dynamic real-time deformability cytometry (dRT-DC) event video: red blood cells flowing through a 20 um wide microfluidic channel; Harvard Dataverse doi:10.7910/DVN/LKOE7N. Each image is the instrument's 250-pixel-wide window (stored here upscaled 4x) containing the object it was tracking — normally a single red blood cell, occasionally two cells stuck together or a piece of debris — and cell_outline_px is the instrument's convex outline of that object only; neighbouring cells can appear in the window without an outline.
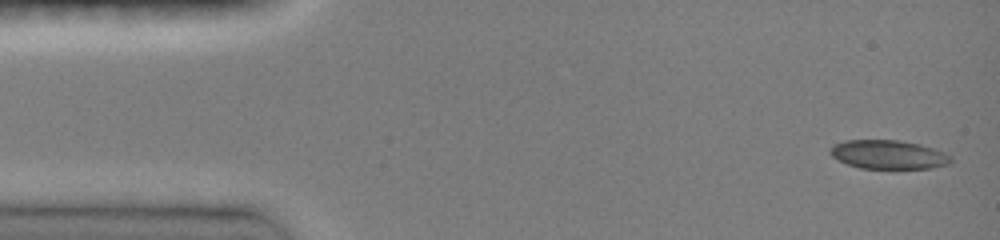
{"species": "common noctule bat (a hibernating species)", "species_latin": "Nyctalus noctula", "temperature_condition": "room temperature", "stored_images_in_passage": 36, "camera_frame_rate_fps": 3000, "um_per_image_px": 0.085, "animal": {"sex": "female", "body_mass_g": 19.0, "forearm_length_mm": 51.5}, "frame": {"image": 1, "passage_image": 1, "time_ms": 0.0, "image_size_px": [1000, 240], "cell_outline_px": [[952, 160], [948, 164], [932, 168], [860, 168], [848, 164], [832, 156], [828, 152], [828, 148], [832, 144], [844, 140], [900, 140], [920, 144], [944, 152], [952, 156]], "centroid_in_image_um": [75.49, 13.12], "position_along_channel_um": 9.5, "area_um2": 20.35}}
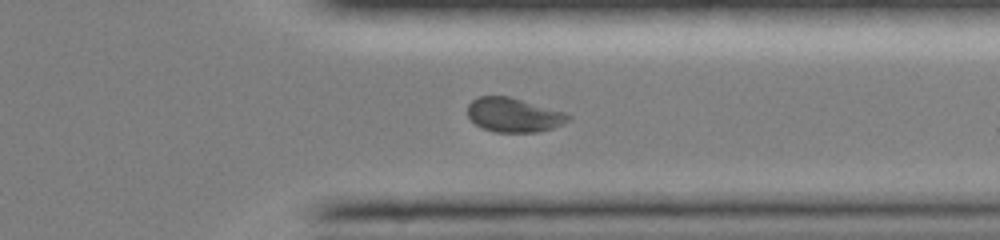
{"frame": {"image": 2, "passage_image": 23, "time_ms": 11.333, "image_size_px": [1000, 240], "cell_outline_px": [[572, 116], [564, 124], [552, 128], [536, 132], [496, 132], [484, 128], [476, 124], [468, 116], [468, 104], [472, 100], [480, 96], [508, 96], [568, 112]], "centroid_in_image_um": [43.71, 9.76], "position_along_channel_um": 367.7, "area_um2": 20.11}}
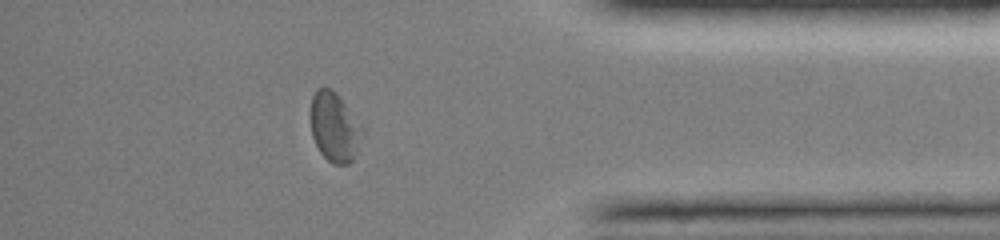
{"frame": {"image": 3, "passage_image": 27, "time_ms": 12.667, "image_size_px": [1000, 240], "cell_outline_px": [[364, 132], [356, 152], [352, 160], [348, 164], [332, 164], [320, 152], [312, 136], [312, 96], [316, 88], [328, 88], [336, 92], [364, 128]], "centroid_in_image_um": [28.45, 10.81], "position_along_channel_um": 406.7, "area_um2": 20.63}, "authors_computed_cell_mechanics": {"area_um2": 20.8947, "velocity_mm_per_s": 4.1223, "shape_relaxation_time_tau1_ms": 5.2819, "shape_relaxation_time_tau2_ms": 5.1539, "deformation_change_tau1": 0.1354, "deformation_change_tau2": 0.0719}}